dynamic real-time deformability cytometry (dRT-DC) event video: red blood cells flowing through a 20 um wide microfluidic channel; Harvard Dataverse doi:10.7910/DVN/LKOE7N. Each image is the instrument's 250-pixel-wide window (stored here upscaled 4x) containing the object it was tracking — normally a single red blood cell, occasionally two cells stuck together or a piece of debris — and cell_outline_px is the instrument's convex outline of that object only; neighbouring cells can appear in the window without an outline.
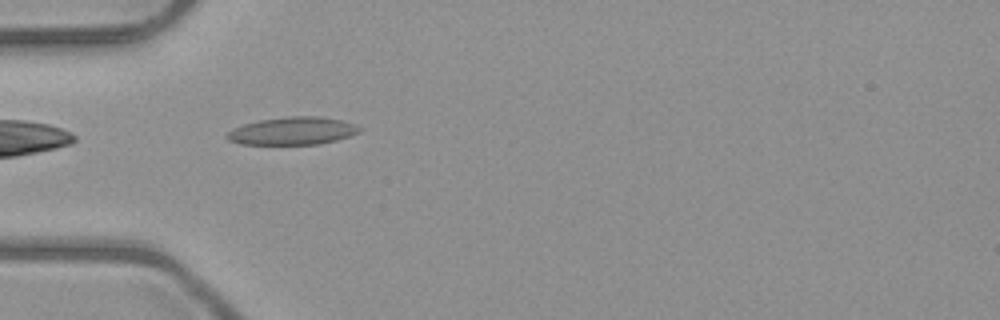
{"species": "common noctule bat (a hibernating species)", "species_latin": "Nyctalus noctula", "temperature_condition": "room temperature", "stored_images_in_passage": 37, "camera_frame_rate_fps": 3000, "um_per_image_px": 0.085, "animal": {"sex": "male", "body_mass_g": 23.1, "forearm_length_mm": 52.7}, "frame": {"image": 1, "passage_image": 2, "time_ms": 0.333, "image_size_px": [1000, 320], "cell_outline_px": [[364, 128], [360, 132], [336, 140], [320, 144], [240, 144], [228, 140], [224, 136], [232, 128], [244, 124], [260, 120], [288, 116], [320, 116], [340, 120]], "centroid_in_image_um": [24.85, 11.13], "position_along_channel_um": 60.2, "area_um2": 21.39}}
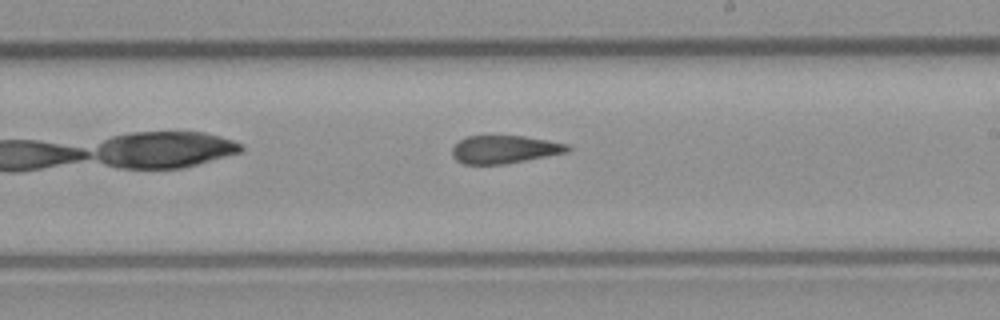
{"frame": {"image": 2, "passage_image": 16, "time_ms": 5.0, "image_size_px": [1000, 320], "cell_outline_px": [[572, 148], [568, 152], [504, 164], [464, 164], [456, 160], [452, 156], [452, 148], [460, 140], [468, 136], [524, 136], [548, 140], [568, 144]], "centroid_in_image_um": [42.89, 12.7], "position_along_channel_um": 246.1, "area_um2": 18.73}}
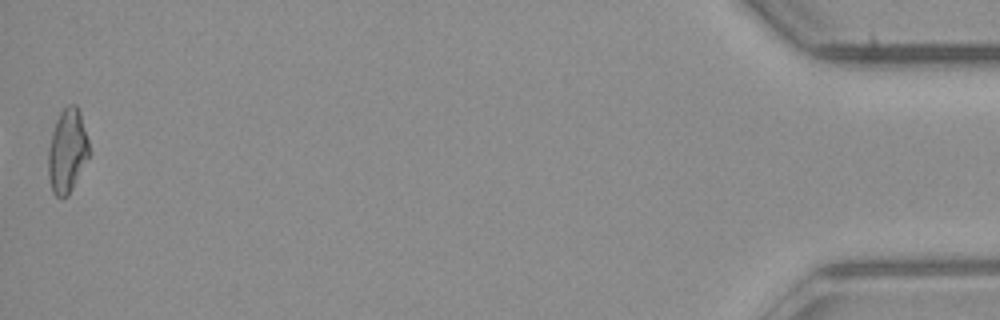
{"frame": {"image": 3, "passage_image": 37, "time_ms": 12.0, "image_size_px": [1000, 320], "cell_outline_px": [[88, 156], [68, 196], [56, 196], [52, 192], [48, 180], [48, 148], [52, 132], [56, 120], [60, 112], [68, 104], [76, 104], [80, 112], [88, 140]], "centroid_in_image_um": [5.68, 12.81], "position_along_channel_um": 429.5, "area_um2": 19.71}, "authors_computed_cell_mechanics": {"area_um2": 19.652, "velocity_mm_per_s": 4.0343, "shape_relaxation_time_tau1_ms": 7.7158, "shape_relaxation_time_tau2_ms": 2.88, "deformation_change_tau1": 0.1782, "deformation_change_tau2": 0.1252}}